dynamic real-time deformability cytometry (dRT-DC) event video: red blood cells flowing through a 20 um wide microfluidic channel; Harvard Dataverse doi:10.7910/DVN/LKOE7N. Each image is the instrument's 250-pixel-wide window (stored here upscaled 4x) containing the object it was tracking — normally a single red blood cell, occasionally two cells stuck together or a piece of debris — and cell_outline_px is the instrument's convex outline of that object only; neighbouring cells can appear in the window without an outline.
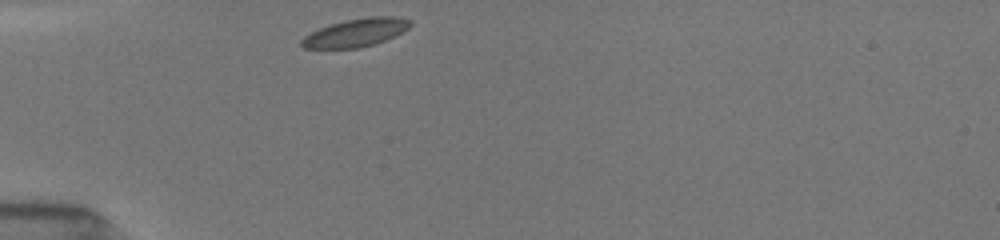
{"species": "common noctule bat (a hibernating species)", "species_latin": "Nyctalus noctula", "temperature_condition": "room temperature", "stored_images_in_passage": 4, "camera_frame_rate_fps": 3000, "um_per_image_px": 0.085, "animal": {"sex": "female", "body_mass_g": 19.5, "forearm_length_mm": 54.1}, "frame": {"image": 1, "passage_image": 1, "time_ms": 0.0, "image_size_px": [1000, 240], "cell_outline_px": [[412, 24], [408, 28], [376, 44], [360, 48], [304, 48], [300, 44], [300, 40], [304, 36], [328, 24], [344, 20], [368, 16], [396, 16], [412, 20]], "centroid_in_image_um": [30.24, 2.76], "position_along_channel_um": 54.8, "area_um2": 17.86}}